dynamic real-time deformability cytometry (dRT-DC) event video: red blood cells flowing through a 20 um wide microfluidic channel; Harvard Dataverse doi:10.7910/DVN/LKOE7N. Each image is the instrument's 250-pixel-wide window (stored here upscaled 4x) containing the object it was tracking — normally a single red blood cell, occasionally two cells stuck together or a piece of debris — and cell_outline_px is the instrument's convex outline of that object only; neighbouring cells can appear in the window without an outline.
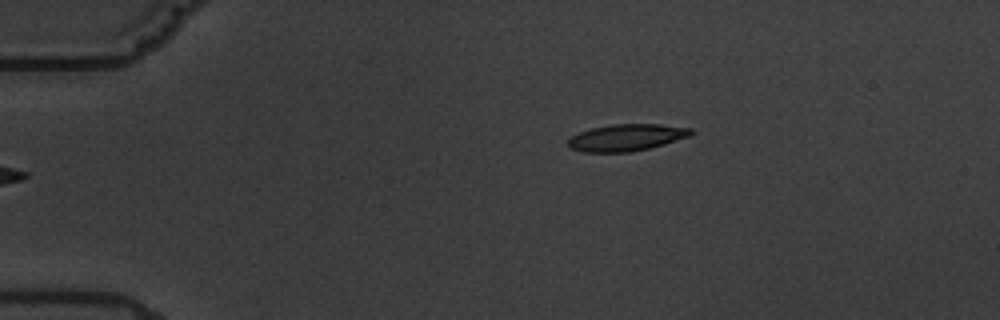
{"species": "common noctule bat (a hibernating species)", "species_latin": "Nyctalus noctula", "temperature_condition": "warm", "stored_images_in_passage": 3, "camera_frame_rate_fps": 3000, "um_per_image_px": 0.085, "animal": {"sex": "male", "body_mass_g": 19.5, "forearm_length_mm": 54.6}, "frame": {"image": 1, "passage_image": 1, "time_ms": 0.0, "image_size_px": [1000, 320], "cell_outline_px": [[692, 132], [688, 136], [664, 144], [648, 148], [628, 152], [584, 152], [568, 148], [568, 140], [572, 136], [580, 132], [592, 128], [612, 124], [660, 124], [692, 128]], "centroid_in_image_um": [53.22, 11.69], "position_along_channel_um": 31.8, "area_um2": 19.02}}